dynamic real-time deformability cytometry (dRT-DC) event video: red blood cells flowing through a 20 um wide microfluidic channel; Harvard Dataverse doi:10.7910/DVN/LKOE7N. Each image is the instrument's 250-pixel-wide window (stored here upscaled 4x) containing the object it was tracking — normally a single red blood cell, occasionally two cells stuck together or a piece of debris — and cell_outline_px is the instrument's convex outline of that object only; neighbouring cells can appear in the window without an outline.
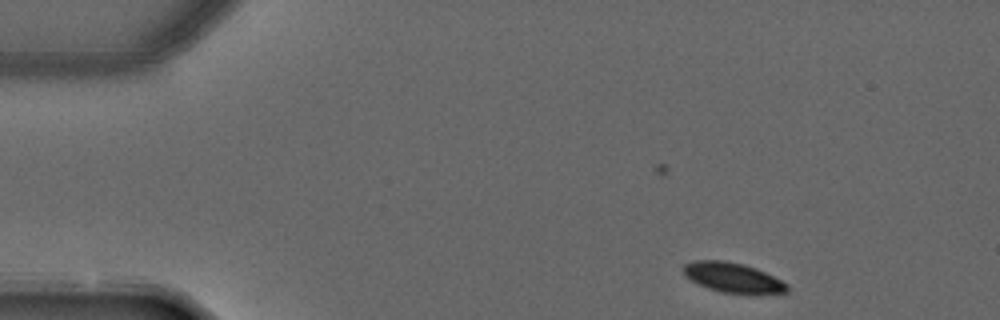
{"species": "common noctule bat (a hibernating species)", "species_latin": "Nyctalus noctula", "temperature_condition": "warm", "stored_images_in_passage": 3, "camera_frame_rate_fps": 3000, "um_per_image_px": 0.085, "animal": {"sex": "male", "forearm_length_mm": 52.5}, "frame": {"image": 1, "passage_image": 1, "time_ms": 0.0, "image_size_px": [1000, 320], "cell_outline_px": [[788, 292], [760, 296], [748, 296], [720, 292], [708, 288], [684, 276], [680, 268], [684, 264], [696, 260], [724, 260], [744, 264], [756, 268], [788, 284]], "centroid_in_image_um": [62.32, 23.64], "position_along_channel_um": 22.7, "area_um2": 18.79}}